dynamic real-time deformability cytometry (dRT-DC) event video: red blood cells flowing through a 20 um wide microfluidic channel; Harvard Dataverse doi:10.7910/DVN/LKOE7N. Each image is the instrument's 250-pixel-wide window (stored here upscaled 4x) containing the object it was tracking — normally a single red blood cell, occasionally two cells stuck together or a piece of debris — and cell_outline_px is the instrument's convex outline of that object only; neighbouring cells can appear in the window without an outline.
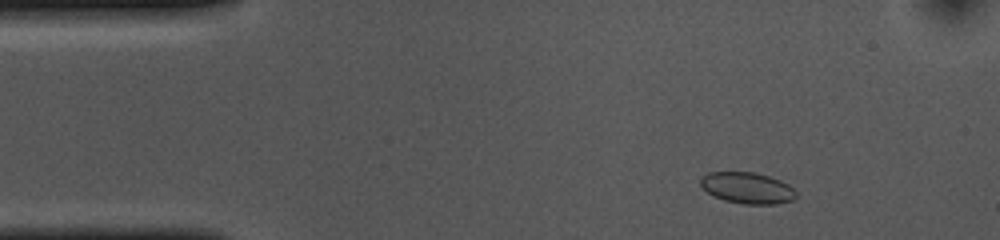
{"species": "common noctule bat (a hibernating species)", "species_latin": "Nyctalus noctula", "temperature_condition": "cold", "stored_images_in_passage": 51, "camera_frame_rate_fps": 3000, "um_per_image_px": 0.085, "animal": {"sex": "female", "body_mass_g": 10.0, "forearm_length_mm": 53.1}, "frame": {"image": 1, "passage_image": 4, "time_ms": 1.0, "image_size_px": [1000, 240], "cell_outline_px": [[796, 196], [792, 200], [776, 204], [744, 204], [724, 200], [712, 196], [700, 184], [700, 180], [708, 172], [752, 172], [768, 176], [780, 180], [788, 184], [796, 192]], "centroid_in_image_um": [63.52, 15.98], "position_along_channel_um": 21.5, "area_um2": 17.28}}
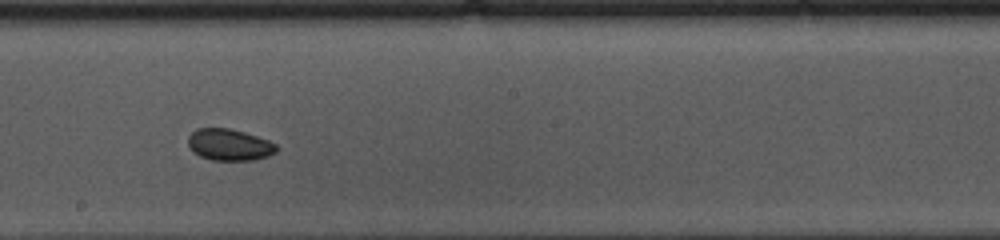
{"frame": {"image": 2, "passage_image": 26, "time_ms": 8.333, "image_size_px": [1000, 240], "cell_outline_px": [[276, 152], [268, 156], [256, 160], [212, 160], [200, 156], [192, 152], [188, 144], [188, 136], [196, 128], [228, 128], [244, 132], [268, 140], [276, 144]], "centroid_in_image_um": [19.47, 12.31], "position_along_channel_um": 228.7, "area_um2": 16.3}}
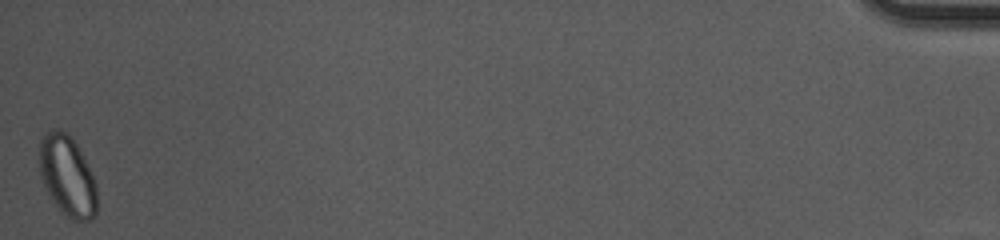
{"frame": {"image": 3, "passage_image": 51, "time_ms": 16.667, "image_size_px": [1000, 240], "cell_outline_px": [[96, 216], [92, 220], [72, 220], [60, 212], [56, 208], [48, 196], [40, 176], [40, 140], [48, 128], [60, 128], [76, 144], [96, 184]], "centroid_in_image_um": [5.69, 14.99], "position_along_channel_um": 429.5, "area_um2": 27.05}, "authors_computed_cell_mechanics": {"area_um2": 17.1088, "velocity_mm_per_s": 3.6312, "shape_relaxation_time_tau1_ms": 3.1193, "shape_relaxation_time_tau2_ms": null, "deformation_change_tau1": 0.0471, "deformation_change_tau2": null}}